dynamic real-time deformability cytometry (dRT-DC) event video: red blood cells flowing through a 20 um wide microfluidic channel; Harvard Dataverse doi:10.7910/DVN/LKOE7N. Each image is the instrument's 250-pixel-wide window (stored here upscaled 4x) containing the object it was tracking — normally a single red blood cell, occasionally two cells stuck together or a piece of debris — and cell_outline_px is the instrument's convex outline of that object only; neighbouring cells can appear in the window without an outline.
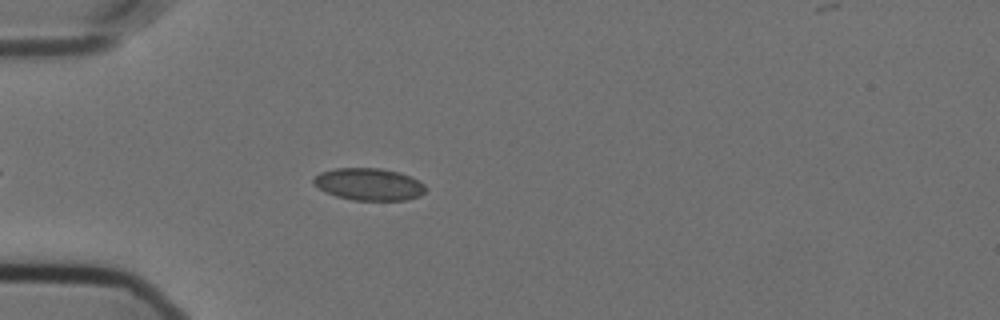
{"species": "Egyptian fruit bat (a non-hibernating species)", "species_latin": "Rousettus aegyptiacus", "temperature_condition": "cold", "stored_images_in_passage": 45, "camera_frame_rate_fps": 3000, "um_per_image_px": 0.085, "animal": {"sex": "female"}, "frame": {"image": 1, "passage_image": 8, "time_ms": 2.333, "image_size_px": [1000, 320], "cell_outline_px": [[424, 192], [420, 196], [408, 200], [352, 200], [336, 196], [324, 192], [312, 184], [312, 180], [320, 172], [336, 168], [380, 168], [400, 172], [424, 184]], "centroid_in_image_um": [31.31, 15.66], "position_along_channel_um": 53.7, "area_um2": 21.04}}
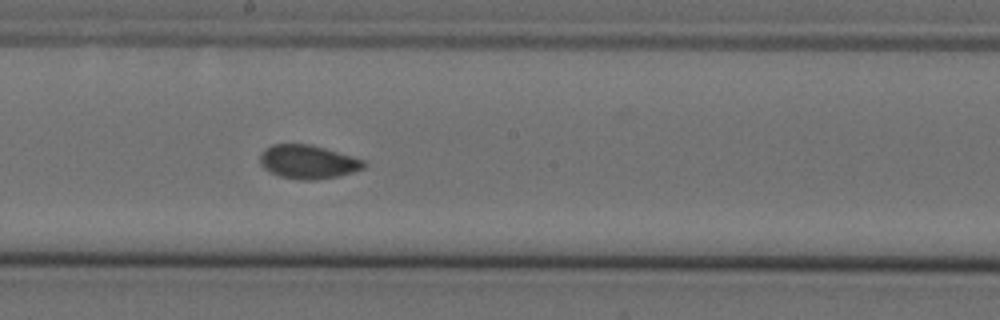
{"frame": {"image": 2, "passage_image": 23, "time_ms": 7.333, "image_size_px": [1000, 320], "cell_outline_px": [[368, 164], [364, 168], [340, 176], [316, 180], [300, 180], [280, 176], [264, 168], [260, 164], [260, 152], [264, 148], [272, 144], [312, 144], [352, 156], [364, 160]], "centroid_in_image_um": [26.18, 13.75], "position_along_channel_um": 222.0, "area_um2": 20.58}}
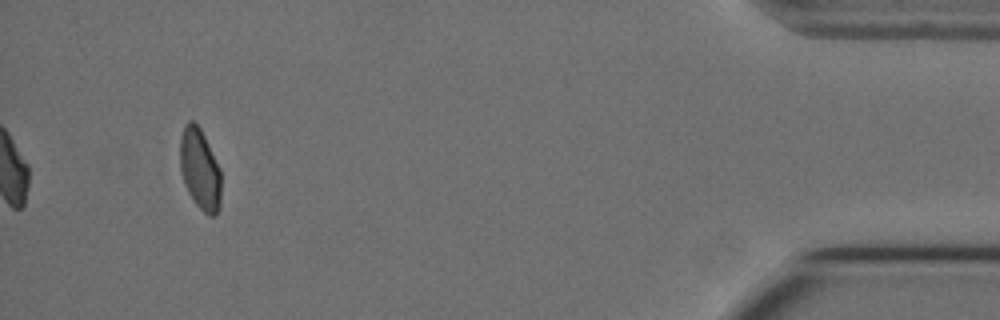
{"frame": {"image": 3, "passage_image": 45, "time_ms": 14.667, "image_size_px": [1000, 320], "cell_outline_px": [[220, 208], [216, 216], [208, 216], [196, 204], [188, 192], [184, 184], [180, 172], [180, 136], [184, 124], [188, 120], [192, 120], [200, 128], [220, 168]], "centroid_in_image_um": [16.98, 14.39], "position_along_channel_um": 418.2, "area_um2": 19.54}, "authors_computed_cell_mechanics": {"area_um2": 20.4612, "velocity_mm_per_s": 3.5826, "shape_relaxation_time_tau1_ms": null, "shape_relaxation_time_tau2_ms": 1.503, "deformation_change_tau1": null, "deformation_change_tau2": 0.0447}}